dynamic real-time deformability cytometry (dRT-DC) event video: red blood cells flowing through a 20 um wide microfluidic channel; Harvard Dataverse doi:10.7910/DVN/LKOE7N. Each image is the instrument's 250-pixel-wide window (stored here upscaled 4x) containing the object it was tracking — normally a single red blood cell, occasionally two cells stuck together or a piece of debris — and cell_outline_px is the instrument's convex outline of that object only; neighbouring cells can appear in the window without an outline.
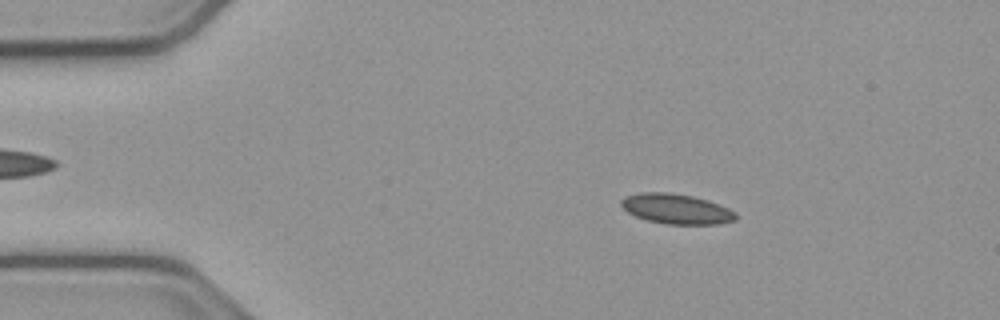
{"species": "common noctule bat (a hibernating species)", "species_latin": "Nyctalus noctula", "temperature_condition": "cold", "stored_images_in_passage": 49, "camera_frame_rate_fps": 3000, "um_per_image_px": 0.085, "animal": {"sex": "male", "body_mass_g": 23.1, "forearm_length_mm": 52.7}, "frame": {"image": 1, "passage_image": 5, "time_ms": 1.333, "image_size_px": [1000, 320], "cell_outline_px": [[736, 220], [720, 224], [668, 224], [648, 220], [636, 216], [628, 212], [620, 204], [620, 200], [624, 196], [640, 192], [668, 192], [692, 196], [708, 200], [728, 208], [736, 212]], "centroid_in_image_um": [57.49, 17.75], "position_along_channel_um": 27.5, "area_um2": 20.06}}
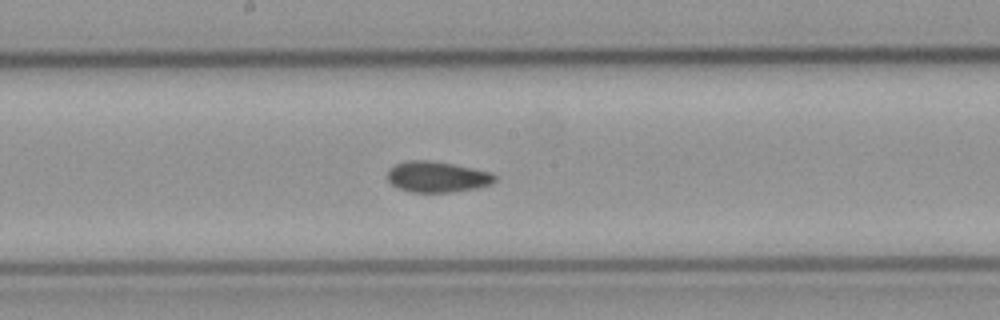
{"frame": {"image": 2, "passage_image": 24, "time_ms": 7.667, "image_size_px": [1000, 320], "cell_outline_px": [[496, 180], [492, 184], [476, 188], [452, 192], [412, 192], [400, 188], [392, 184], [388, 180], [388, 168], [404, 160], [428, 160], [452, 164], [492, 172], [496, 176]], "centroid_in_image_um": [37.16, 15.02], "position_along_channel_um": 211.0, "area_um2": 19.31}}
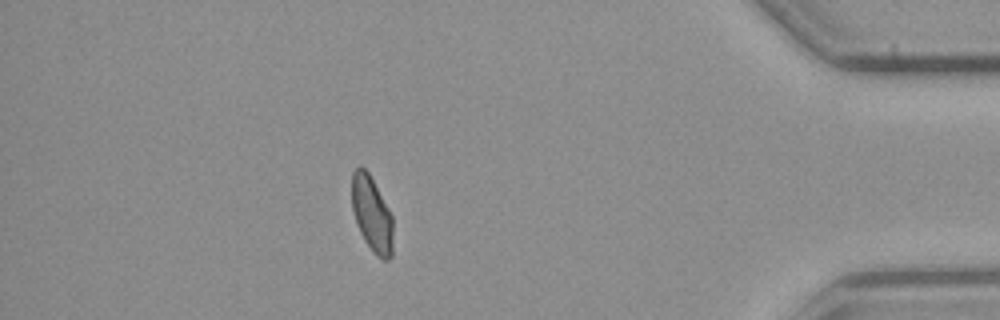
{"frame": {"image": 3, "passage_image": 43, "time_ms": 14.0, "image_size_px": [1000, 320], "cell_outline_px": [[392, 256], [388, 260], [380, 260], [372, 252], [364, 240], [356, 224], [352, 208], [352, 172], [356, 168], [364, 168], [368, 172], [388, 208], [392, 216]], "centroid_in_image_um": [31.6, 18.26], "position_along_channel_um": 403.6, "area_um2": 18.03}, "authors_computed_cell_mechanics": {"area_um2": 19.4208, "velocity_mm_per_s": 3.8208, "shape_relaxation_time_tau1_ms": null, "shape_relaxation_time_tau2_ms": 4.4809, "deformation_change_tau1": null, "deformation_change_tau2": 0.0644}}